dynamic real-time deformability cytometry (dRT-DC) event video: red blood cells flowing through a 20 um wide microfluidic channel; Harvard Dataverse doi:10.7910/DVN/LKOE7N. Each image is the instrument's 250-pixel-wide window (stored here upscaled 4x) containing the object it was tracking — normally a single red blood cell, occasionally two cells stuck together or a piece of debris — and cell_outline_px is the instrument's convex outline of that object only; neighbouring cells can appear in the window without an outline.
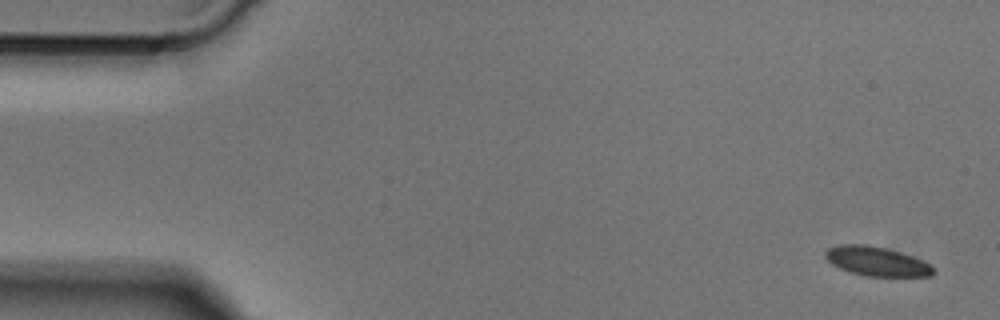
{"species": "Egyptian fruit bat (a non-hibernating species)", "species_latin": "Rousettus aegyptiacus", "temperature_condition": "cold", "stored_images_in_passage": 4, "camera_frame_rate_fps": 3000, "um_per_image_px": 0.085, "animal": {"sex": "male"}, "frame": {"image": 1, "passage_image": 1, "time_ms": 0.0, "image_size_px": [1000, 320], "cell_outline_px": [[936, 272], [932, 276], [864, 276], [840, 268], [832, 264], [824, 256], [824, 252], [828, 248], [840, 244], [864, 244], [884, 248], [900, 252], [912, 256], [936, 268]], "centroid_in_image_um": [74.51, 22.21], "position_along_channel_um": 10.5, "area_um2": 18.32}}